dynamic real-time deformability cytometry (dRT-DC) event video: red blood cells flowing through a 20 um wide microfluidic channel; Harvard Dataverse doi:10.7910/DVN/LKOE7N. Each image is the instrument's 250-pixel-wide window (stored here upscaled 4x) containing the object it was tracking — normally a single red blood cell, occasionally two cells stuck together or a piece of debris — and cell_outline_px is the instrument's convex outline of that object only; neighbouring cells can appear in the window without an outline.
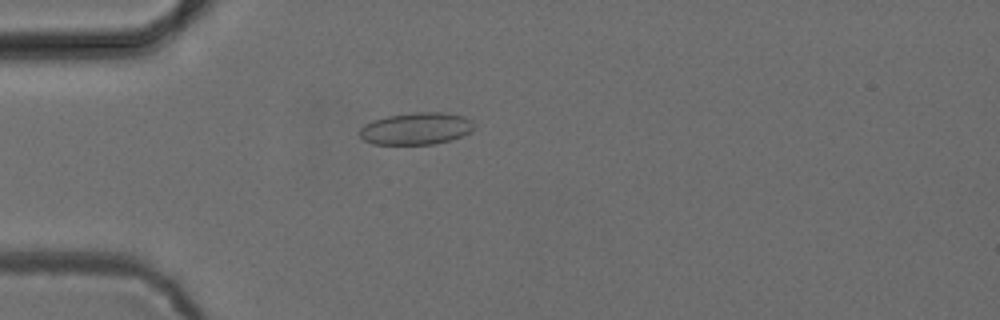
{"species": "common noctule bat (a hibernating species)", "species_latin": "Nyctalus noctula", "temperature_condition": "cold", "stored_images_in_passage": 43, "camera_frame_rate_fps": 3000, "um_per_image_px": 0.085, "animal": {"sex": "female", "body_mass_g": 24.6, "forearm_length_mm": 56.2}, "frame": {"image": 1, "passage_image": 5, "time_ms": 1.333, "image_size_px": [1000, 320], "cell_outline_px": [[472, 132], [448, 140], [432, 144], [372, 144], [364, 140], [360, 136], [360, 128], [364, 124], [372, 120], [388, 116], [412, 112], [444, 112], [464, 116], [472, 120]], "centroid_in_image_um": [35.35, 10.92], "position_along_channel_um": 49.7, "area_um2": 21.33}}
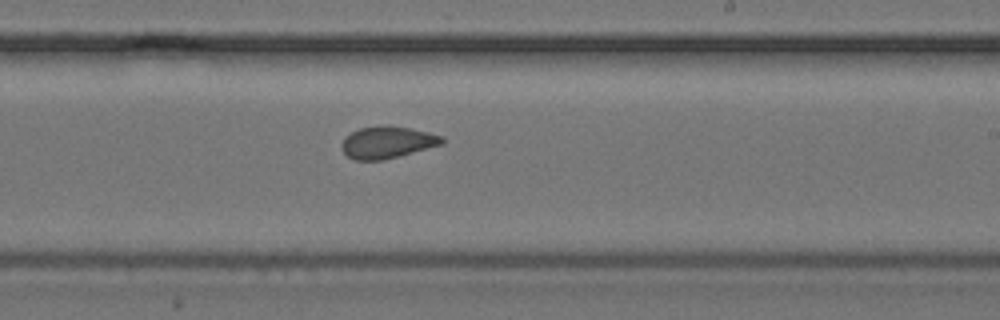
{"frame": {"image": 2, "passage_image": 22, "time_ms": 7.0, "image_size_px": [1000, 320], "cell_outline_px": [[444, 144], [384, 160], [356, 160], [348, 156], [340, 148], [340, 144], [352, 132], [360, 128], [380, 124], [388, 124], [428, 132], [444, 136]], "centroid_in_image_um": [32.94, 12.08], "position_along_channel_um": 256.1, "area_um2": 18.84}}
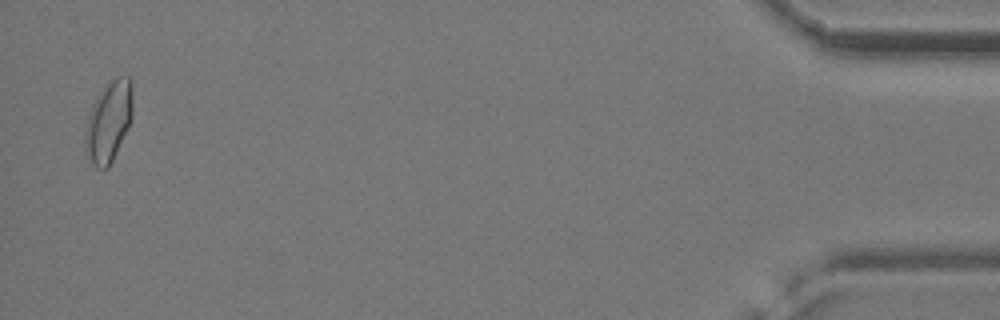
{"frame": {"image": 3, "passage_image": 42, "time_ms": 13.667, "image_size_px": [1000, 320], "cell_outline_px": [[132, 116], [128, 128], [108, 168], [96, 168], [92, 164], [84, 152], [84, 132], [88, 116], [92, 104], [104, 84], [108, 80], [116, 76], [128, 76], [132, 80]], "centroid_in_image_um": [9.22, 10.29], "position_along_channel_um": 426.0, "area_um2": 22.77}, "authors_computed_cell_mechanics": {"area_um2": 19.2474, "velocity_mm_per_s": 3.8717, "shape_relaxation_time_tau1_ms": null, "shape_relaxation_time_tau2_ms": 1.47, "deformation_change_tau1": null, "deformation_change_tau2": 0.076}}